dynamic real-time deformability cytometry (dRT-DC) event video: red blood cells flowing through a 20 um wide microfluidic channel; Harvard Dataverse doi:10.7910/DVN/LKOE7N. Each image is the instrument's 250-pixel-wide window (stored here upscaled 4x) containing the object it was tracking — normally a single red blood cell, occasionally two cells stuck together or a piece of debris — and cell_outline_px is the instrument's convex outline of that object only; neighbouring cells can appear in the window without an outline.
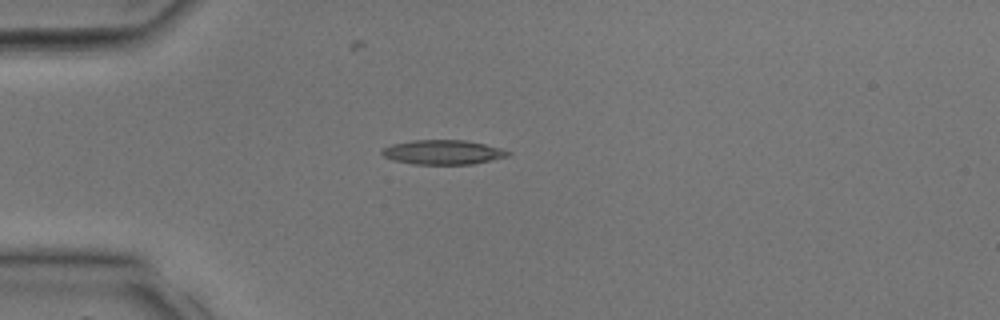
{"species": "common noctule bat (a hibernating species)", "species_latin": "Nyctalus noctula", "temperature_condition": "room temperature", "stored_images_in_passage": 2, "camera_frame_rate_fps": 3000, "um_per_image_px": 0.085, "animal": {"sex": "male", "body_mass_g": 17.9, "forearm_length_mm": 54.2}, "frame": {"image": 1, "passage_image": 1, "time_ms": 0.0, "image_size_px": [1000, 320], "cell_outline_px": [[512, 152], [508, 156], [472, 164], [412, 164], [392, 160], [384, 156], [380, 152], [384, 148], [392, 144], [412, 140], [464, 140], [484, 144], [500, 148]], "centroid_in_image_um": [37.63, 12.94], "position_along_channel_um": 47.4, "area_um2": 17.86}}